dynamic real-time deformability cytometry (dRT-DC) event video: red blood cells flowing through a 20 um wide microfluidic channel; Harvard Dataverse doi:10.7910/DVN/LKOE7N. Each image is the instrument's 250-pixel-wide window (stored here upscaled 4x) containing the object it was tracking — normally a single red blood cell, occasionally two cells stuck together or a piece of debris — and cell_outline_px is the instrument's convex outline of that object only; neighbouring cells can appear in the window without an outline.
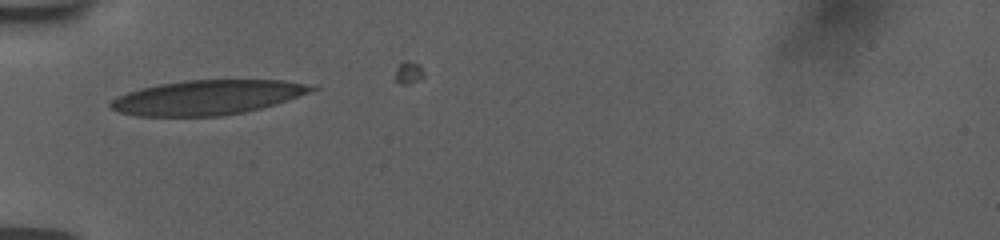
{"species": "human", "species_latin": "Homo sapiens", "temperature_condition": "room temperature", "stored_images_in_passage": 6, "camera_frame_rate_fps": 3000, "um_per_image_px": 0.085, "donor": {"sex": "female"}, "frame": {"image": 1, "passage_image": 1, "time_ms": 0.0, "image_size_px": [1000, 240], "cell_outline_px": [[320, 88], [288, 100], [276, 104], [244, 112], [220, 116], [136, 116], [120, 112], [112, 108], [108, 104], [116, 96], [140, 88], [160, 84], [184, 80], [284, 80], [320, 84]], "centroid_in_image_um": [17.7, 8.27], "position_along_channel_um": 67.3, "area_um2": 40.81}}
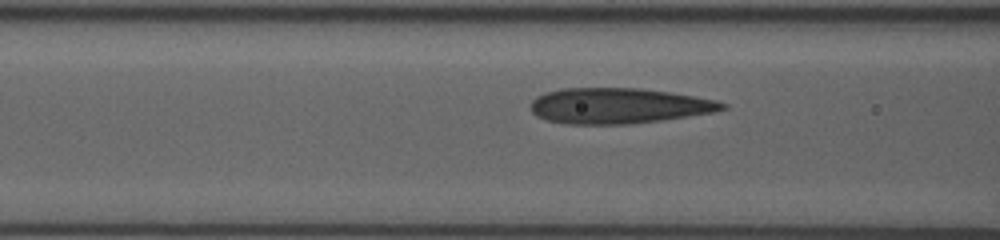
{"frame": {"image": 2, "passage_image": 5, "time_ms": 1.333, "image_size_px": [1000, 240], "cell_outline_px": [[728, 108], [716, 112], [660, 120], [628, 124], [564, 124], [544, 120], [536, 116], [532, 112], [528, 104], [536, 96], [544, 92], [560, 88], [640, 88], [668, 92], [716, 100], [728, 104]], "centroid_in_image_um": [52.51, 8.99], "position_along_channel_um": 114.1, "area_um2": 40.06}}